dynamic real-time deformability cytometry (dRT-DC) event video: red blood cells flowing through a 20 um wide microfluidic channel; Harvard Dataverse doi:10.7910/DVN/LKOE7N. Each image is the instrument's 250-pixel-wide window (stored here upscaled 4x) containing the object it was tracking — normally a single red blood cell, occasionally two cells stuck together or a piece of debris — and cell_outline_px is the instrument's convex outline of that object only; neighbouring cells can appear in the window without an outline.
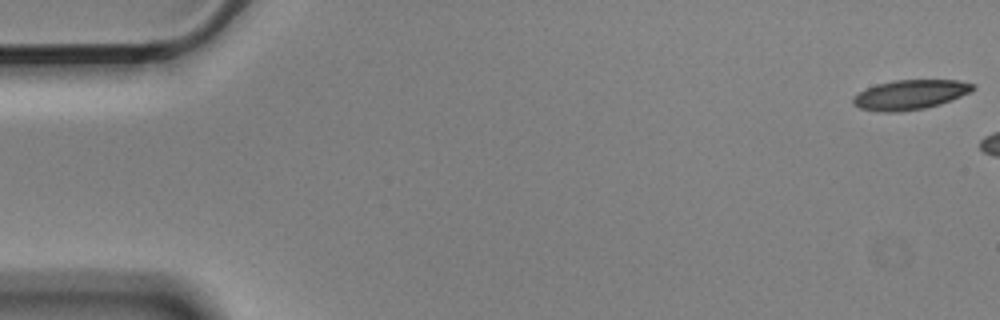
{"species": "Egyptian fruit bat (a non-hibernating species)", "species_latin": "Rousettus aegyptiacus", "temperature_condition": "cold", "stored_images_in_passage": 7, "camera_frame_rate_fps": 3000, "um_per_image_px": 0.085, "animal": {"sex": "male"}, "frame": {"image": 1, "passage_image": 1, "time_ms": 0.0, "image_size_px": [1000, 320], "cell_outline_px": [[976, 88], [972, 92], [952, 100], [940, 104], [924, 108], [900, 112], [880, 112], [860, 108], [852, 104], [852, 96], [876, 84], [892, 80], [960, 80], [976, 84]], "centroid_in_image_um": [77.39, 8.04], "position_along_channel_um": 7.6, "area_um2": 20.98}}